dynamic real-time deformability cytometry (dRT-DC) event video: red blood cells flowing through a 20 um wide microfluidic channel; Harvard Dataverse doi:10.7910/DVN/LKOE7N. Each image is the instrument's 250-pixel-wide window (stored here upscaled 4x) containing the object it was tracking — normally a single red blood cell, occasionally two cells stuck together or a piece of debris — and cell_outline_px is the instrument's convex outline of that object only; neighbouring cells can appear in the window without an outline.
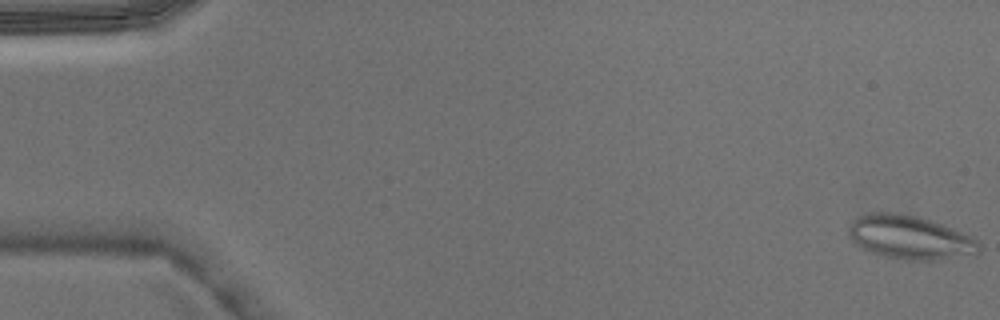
{"species": "Egyptian fruit bat (a non-hibernating species)", "species_latin": "Rousettus aegyptiacus", "temperature_condition": "warm", "stored_images_in_passage": 6, "camera_frame_rate_fps": 3000, "um_per_image_px": 0.085, "animal": {"sex": "male"}, "frame": {"image": 1, "passage_image": 1, "time_ms": 0.0, "image_size_px": [1000, 320], "cell_outline_px": [[980, 252], [936, 260], [908, 260], [884, 256], [860, 248], [848, 236], [848, 224], [852, 220], [860, 216], [872, 212], [900, 212], [928, 220], [940, 224], [960, 232], [976, 240], [980, 244]], "centroid_in_image_um": [77.26, 20.17], "position_along_channel_um": 7.7, "area_um2": 32.77}}